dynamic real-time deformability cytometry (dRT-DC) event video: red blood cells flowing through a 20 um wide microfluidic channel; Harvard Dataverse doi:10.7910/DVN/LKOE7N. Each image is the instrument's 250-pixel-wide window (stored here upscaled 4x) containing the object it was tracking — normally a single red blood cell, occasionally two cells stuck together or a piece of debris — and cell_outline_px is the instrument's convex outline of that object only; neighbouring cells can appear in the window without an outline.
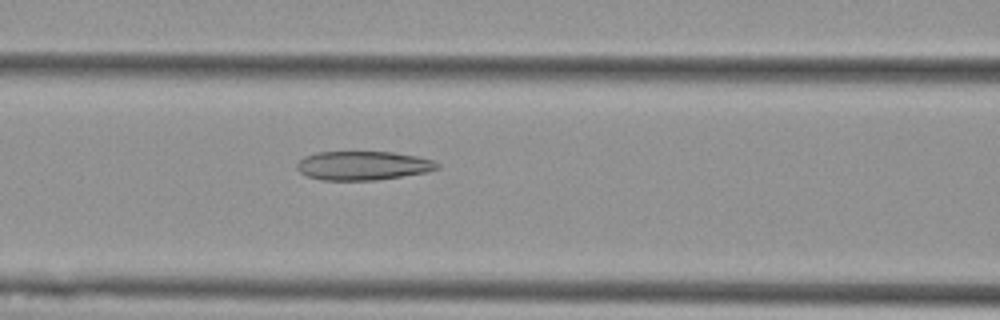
{"species": "Egyptian fruit bat (a non-hibernating species)", "species_latin": "Rousettus aegyptiacus", "temperature_condition": "cold", "stored_images_in_passage": 55, "camera_frame_rate_fps": 3000, "um_per_image_px": 0.085, "animal": {"sex": "female"}, "frame": {"image": 1, "passage_image": 23, "time_ms": 7.333, "image_size_px": [1000, 320], "cell_outline_px": [[440, 168], [428, 172], [376, 180], [320, 180], [308, 176], [300, 172], [296, 168], [296, 164], [304, 156], [316, 152], [392, 152], [416, 156], [432, 160], [440, 164]], "centroid_in_image_um": [30.85, 14.08], "position_along_channel_um": 135.8, "area_um2": 23.7}}
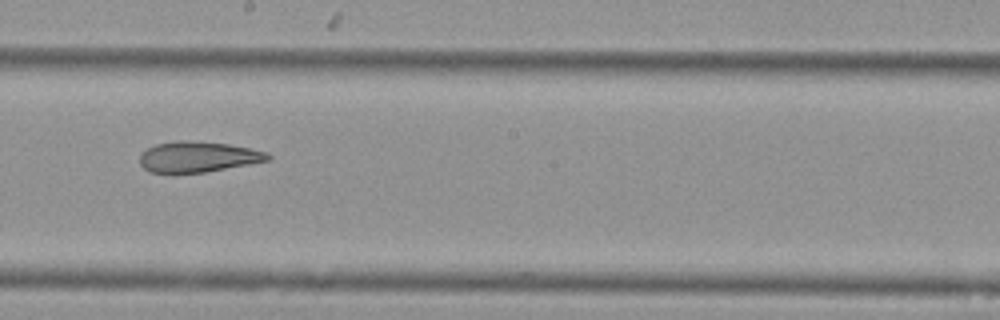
{"frame": {"image": 2, "passage_image": 31, "time_ms": 10.0, "image_size_px": [1000, 320], "cell_outline_px": [[272, 160], [204, 172], [172, 176], [168, 176], [148, 172], [140, 164], [140, 156], [148, 148], [156, 144], [176, 140], [184, 140], [228, 144], [268, 152], [272, 156]], "centroid_in_image_um": [16.78, 13.38], "position_along_channel_um": 231.4, "area_um2": 23.52}}
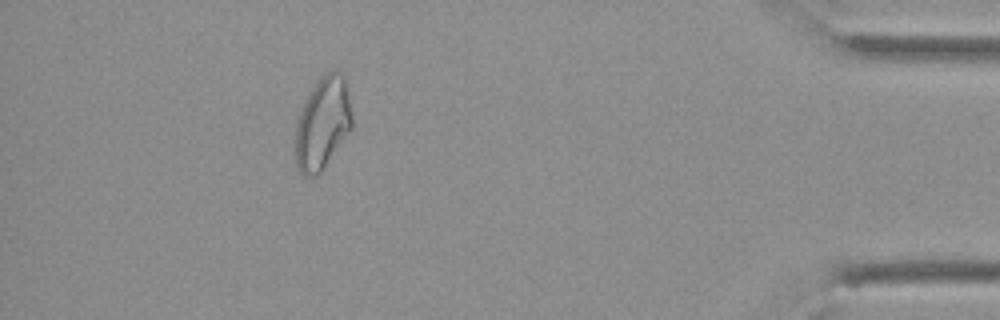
{"frame": {"image": 3, "passage_image": 50, "time_ms": 16.333, "image_size_px": [1000, 320], "cell_outline_px": [[352, 128], [324, 168], [316, 176], [304, 176], [296, 168], [296, 120], [312, 88], [320, 76], [324, 72], [332, 68], [340, 72], [344, 76], [348, 88], [352, 116]], "centroid_in_image_um": [27.44, 10.45], "position_along_channel_um": 407.8, "area_um2": 30.63}, "authors_computed_cell_mechanics": {"area_um2": 28.5532, "velocity_mm_per_s": 3.6095, "shape_relaxation_time_tau1_ms": null, "shape_relaxation_time_tau2_ms": 4.2588, "deformation_change_tau1": null, "deformation_change_tau2": 0.1338}}